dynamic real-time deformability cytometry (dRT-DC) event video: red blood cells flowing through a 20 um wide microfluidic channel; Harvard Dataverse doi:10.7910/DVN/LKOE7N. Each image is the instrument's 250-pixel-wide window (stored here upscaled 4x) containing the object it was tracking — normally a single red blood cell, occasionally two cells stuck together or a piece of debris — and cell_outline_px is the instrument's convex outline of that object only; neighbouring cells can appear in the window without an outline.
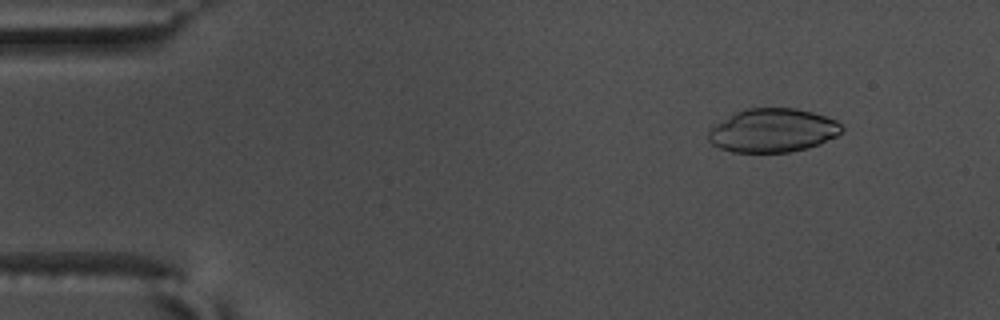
{"species": "common noctule bat (a hibernating species)", "species_latin": "Nyctalus noctula", "temperature_condition": "warm", "stored_images_in_passage": 54, "camera_frame_rate_fps": 3000, "um_per_image_px": 0.085, "animal": {"sex": "male", "body_mass_g": 17.5, "forearm_length_mm": 52.3}, "frame": {"image": 1, "passage_image": 5, "time_ms": 1.333, "image_size_px": [1000, 320], "cell_outline_px": [[844, 128], [836, 136], [820, 144], [808, 148], [788, 152], [732, 152], [720, 148], [712, 144], [708, 140], [708, 132], [716, 124], [736, 112], [748, 108], [796, 108], [812, 112], [836, 120]], "centroid_in_image_um": [65.69, 11.09], "position_along_channel_um": 19.3, "area_um2": 33.76}}
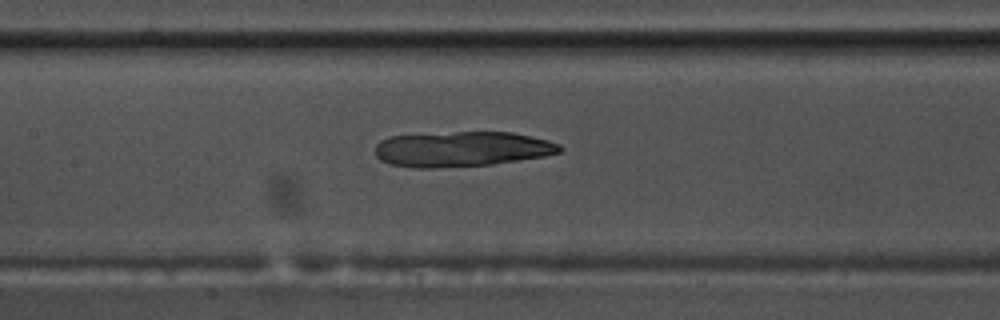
{"frame": {"image": 2, "passage_image": 25, "time_ms": 8.0, "image_size_px": [1000, 320], "cell_outline_px": [[564, 148], [560, 152], [544, 156], [492, 164], [436, 168], [416, 168], [388, 164], [380, 160], [376, 156], [376, 144], [380, 140], [392, 136], [456, 132], [512, 132], [532, 136], [548, 140], [560, 144]], "centroid_in_image_um": [39.26, 12.67], "position_along_channel_um": 168.1, "area_um2": 37.92}}
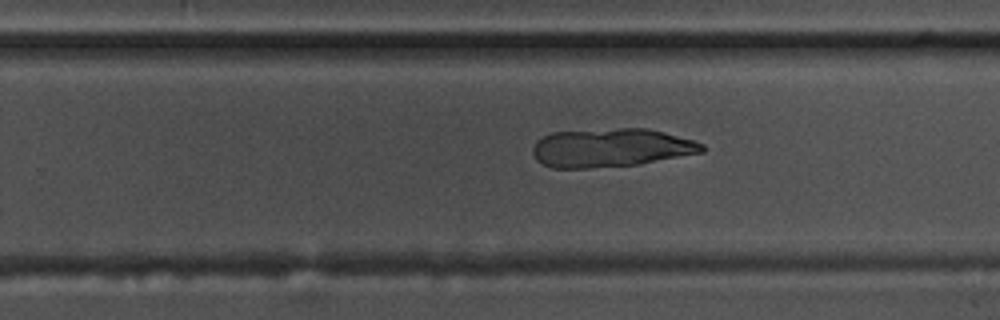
{"frame": {"image": 3, "passage_image": 34, "time_ms": 11.0, "image_size_px": [1000, 320], "cell_outline_px": [[708, 148], [704, 152], [640, 164], [588, 168], [552, 168], [536, 160], [532, 152], [532, 148], [536, 140], [552, 132], [620, 128], [648, 128], [664, 132], [692, 140], [704, 144]], "centroid_in_image_um": [51.94, 12.56], "position_along_channel_um": 277.9, "area_um2": 38.21}}